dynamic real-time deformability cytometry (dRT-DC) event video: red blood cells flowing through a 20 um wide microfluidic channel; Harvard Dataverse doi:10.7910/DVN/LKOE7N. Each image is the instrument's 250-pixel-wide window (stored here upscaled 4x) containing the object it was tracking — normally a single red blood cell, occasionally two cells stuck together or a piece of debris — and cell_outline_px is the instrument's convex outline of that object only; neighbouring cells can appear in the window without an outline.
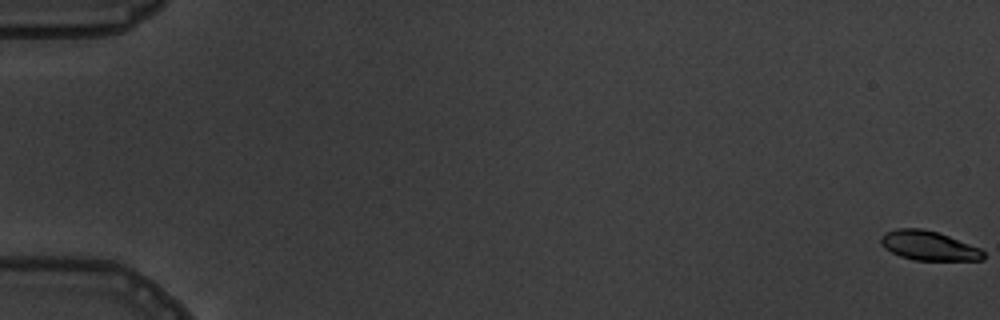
{"species": "common noctule bat (a hibernating species)", "species_latin": "Nyctalus noctula", "temperature_condition": "warm", "stored_images_in_passage": 6, "segment_of_instrument_passage": [2, 2], "camera_frame_rate_fps": 3000, "um_per_image_px": 0.085, "animal": {"sex": "male", "body_mass_g": 19.5, "forearm_length_mm": 54.6}, "frame": {"image": 1, "passage_image": 6, "time_ms": 6.667, "image_size_px": [1000, 320], "cell_outline_px": [[984, 260], [916, 260], [900, 256], [884, 248], [880, 244], [880, 236], [884, 232], [896, 228], [920, 228], [936, 232], [948, 236], [980, 248], [984, 252]], "centroid_in_image_um": [78.89, 20.88], "position_along_channel_um": 6.1, "area_um2": 17.51}}